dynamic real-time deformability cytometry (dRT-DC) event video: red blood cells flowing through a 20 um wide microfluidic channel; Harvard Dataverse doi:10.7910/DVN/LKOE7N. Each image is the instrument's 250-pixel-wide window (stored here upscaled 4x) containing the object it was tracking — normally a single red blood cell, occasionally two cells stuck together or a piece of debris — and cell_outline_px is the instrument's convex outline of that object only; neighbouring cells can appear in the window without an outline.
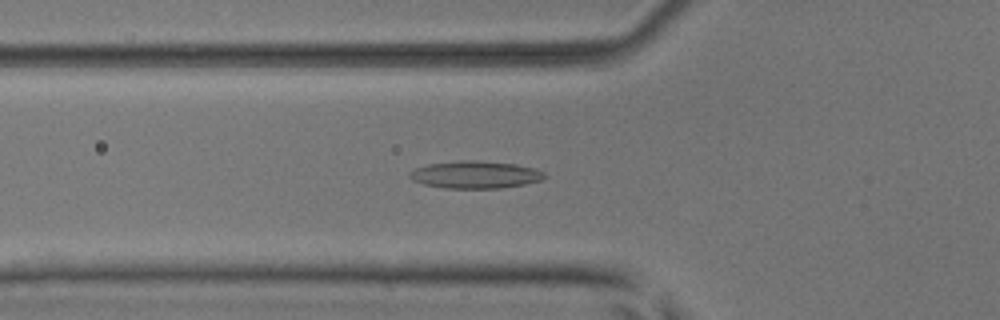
{"species": "common noctule bat (a hibernating species)", "species_latin": "Nyctalus noctula", "temperature_condition": "room temperature", "stored_images_in_passage": 47, "camera_frame_rate_fps": 3000, "um_per_image_px": 0.085, "animal": {"sex": "male", "body_mass_g": 17.9, "forearm_length_mm": 54.2}, "frame": {"image": 1, "passage_image": 15, "time_ms": 4.667, "image_size_px": [1000, 320], "cell_outline_px": [[544, 176], [540, 180], [524, 184], [500, 188], [444, 188], [424, 184], [412, 180], [408, 176], [408, 172], [416, 168], [428, 164], [460, 160], [476, 160], [516, 164], [536, 168], [544, 172]], "centroid_in_image_um": [40.37, 14.84], "position_along_channel_um": 85.4, "area_um2": 21.5}}
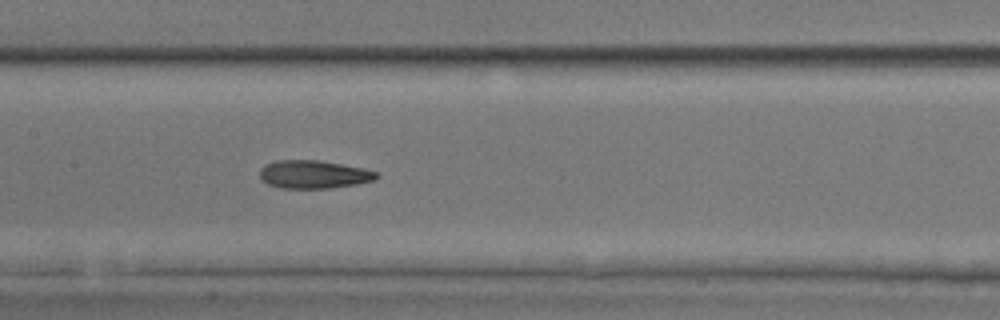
{"frame": {"image": 2, "passage_image": 22, "time_ms": 7.0, "image_size_px": [1000, 320], "cell_outline_px": [[380, 176], [376, 180], [356, 184], [328, 188], [280, 188], [268, 184], [260, 176], [260, 168], [264, 164], [276, 160], [320, 160], [364, 168], [376, 172]], "centroid_in_image_um": [26.67, 14.81], "position_along_channel_um": 180.7, "area_um2": 19.19}}
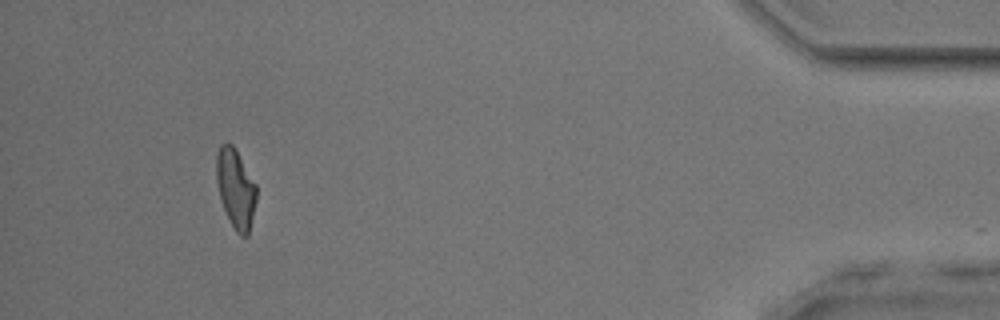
{"frame": {"image": 3, "passage_image": 44, "time_ms": 14.333, "image_size_px": [1000, 320], "cell_outline_px": [[256, 200], [248, 236], [240, 236], [236, 232], [224, 208], [220, 196], [216, 180], [216, 156], [220, 144], [232, 144], [256, 184]], "centroid_in_image_um": [20.03, 16.03], "position_along_channel_um": 415.2, "area_um2": 18.09}, "authors_computed_cell_mechanics": {"area_um2": 19.1318, "velocity_mm_per_s": 4.0803, "shape_relaxation_time_tau1_ms": null, "shape_relaxation_time_tau2_ms": 2.3313, "deformation_change_tau1": null, "deformation_change_tau2": 0.1098}}